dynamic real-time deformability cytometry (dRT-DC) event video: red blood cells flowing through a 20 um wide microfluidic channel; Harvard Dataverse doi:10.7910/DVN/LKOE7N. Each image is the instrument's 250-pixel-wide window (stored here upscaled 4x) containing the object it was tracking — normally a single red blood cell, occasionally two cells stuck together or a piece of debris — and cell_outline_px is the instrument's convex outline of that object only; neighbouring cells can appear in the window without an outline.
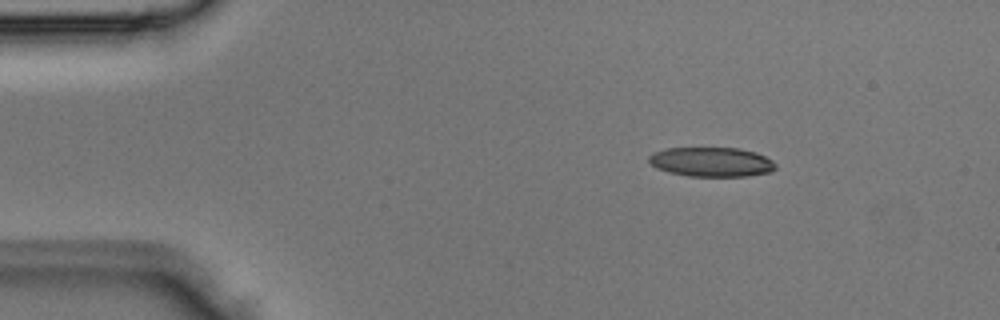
{"species": "Egyptian fruit bat (a non-hibernating species)", "species_latin": "Rousettus aegyptiacus", "temperature_condition": "room temperature", "stored_images_in_passage": 4, "camera_frame_rate_fps": 3000, "um_per_image_px": 0.085, "animal": {"sex": "male"}, "frame": {"image": 1, "passage_image": 2, "time_ms": 0.333, "image_size_px": [1000, 320], "cell_outline_px": [[776, 168], [772, 172], [748, 176], [688, 176], [668, 172], [656, 168], [648, 160], [648, 156], [664, 148], [740, 148], [756, 152], [772, 160], [776, 164]], "centroid_in_image_um": [60.5, 13.77], "position_along_channel_um": 24.5, "area_um2": 21.85}}
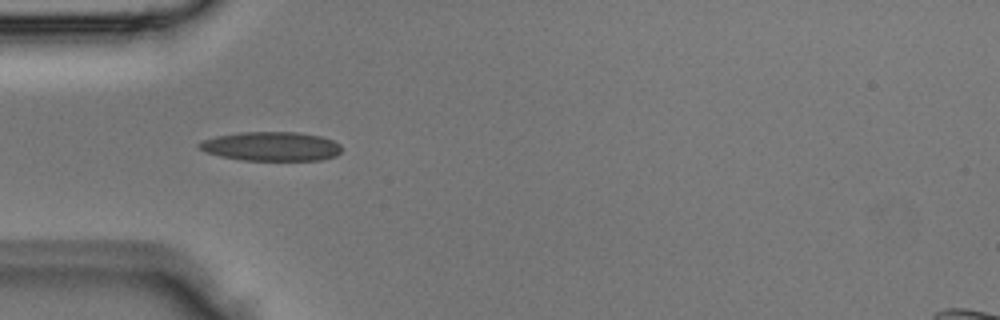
{"frame": {"image": 2, "passage_image": 4, "time_ms": 1.0, "image_size_px": [1000, 320], "cell_outline_px": [[340, 152], [336, 156], [320, 160], [244, 160], [220, 156], [208, 152], [200, 148], [196, 144], [204, 140], [216, 136], [240, 132], [300, 132], [320, 136], [332, 140], [340, 144]], "centroid_in_image_um": [23.07, 12.43], "position_along_channel_um": 61.9, "area_um2": 24.04}}